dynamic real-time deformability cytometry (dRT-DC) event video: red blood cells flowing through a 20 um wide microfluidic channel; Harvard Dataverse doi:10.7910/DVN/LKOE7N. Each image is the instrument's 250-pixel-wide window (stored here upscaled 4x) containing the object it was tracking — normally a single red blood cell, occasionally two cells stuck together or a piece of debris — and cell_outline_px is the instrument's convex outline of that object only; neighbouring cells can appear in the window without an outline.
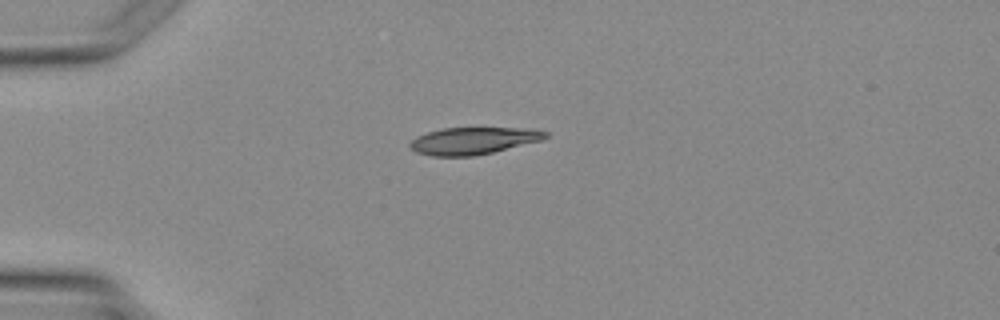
{"species": "Egyptian fruit bat (a non-hibernating species)", "species_latin": "Rousettus aegyptiacus", "temperature_condition": "warm", "stored_images_in_passage": 1, "camera_frame_rate_fps": 3000, "um_per_image_px": 0.085, "animal": {"sex": "female"}, "frame": {"image": 1, "passage_image": 1, "time_ms": 0.0, "image_size_px": [1000, 320], "cell_outline_px": [[548, 136], [544, 140], [492, 152], [472, 156], [432, 156], [416, 152], [408, 144], [416, 136], [428, 132], [444, 128], [516, 128], [548, 132]], "centroid_in_image_um": [40.21, 11.97], "position_along_channel_um": 44.8, "area_um2": 21.15}}